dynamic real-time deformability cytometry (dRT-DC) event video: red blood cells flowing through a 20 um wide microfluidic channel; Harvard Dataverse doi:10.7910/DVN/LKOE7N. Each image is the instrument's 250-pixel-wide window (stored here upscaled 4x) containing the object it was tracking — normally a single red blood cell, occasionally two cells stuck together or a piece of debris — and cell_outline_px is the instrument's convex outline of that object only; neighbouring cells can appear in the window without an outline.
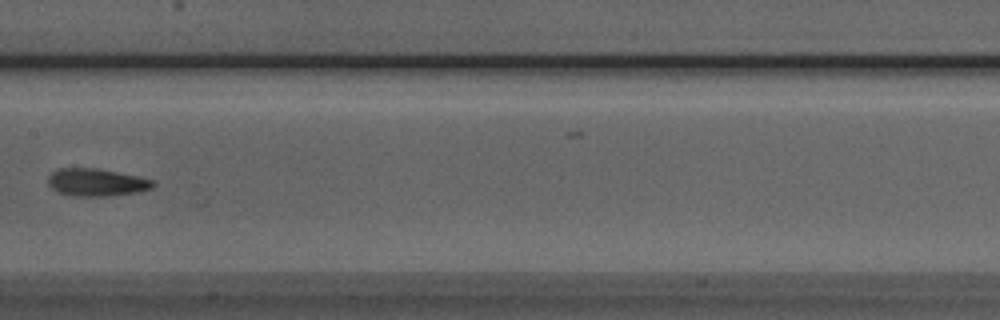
{"species": "Egyptian fruit bat (a non-hibernating species)", "species_latin": "Rousettus aegyptiacus", "temperature_condition": "room temperature", "stored_images_in_passage": 6, "camera_frame_rate_fps": 3000, "um_per_image_px": 0.085, "animal": {"sex": "male"}, "frame": {"image": 1, "passage_image": 6, "time_ms": 6.667, "image_size_px": [1000, 320], "cell_outline_px": [[156, 184], [152, 188], [140, 192], [112, 196], [72, 196], [60, 192], [52, 188], [48, 184], [48, 176], [56, 168], [96, 168], [136, 176], [152, 180]], "centroid_in_image_um": [8.19, 15.5], "position_along_channel_um": 199.2, "area_um2": 16.88}}